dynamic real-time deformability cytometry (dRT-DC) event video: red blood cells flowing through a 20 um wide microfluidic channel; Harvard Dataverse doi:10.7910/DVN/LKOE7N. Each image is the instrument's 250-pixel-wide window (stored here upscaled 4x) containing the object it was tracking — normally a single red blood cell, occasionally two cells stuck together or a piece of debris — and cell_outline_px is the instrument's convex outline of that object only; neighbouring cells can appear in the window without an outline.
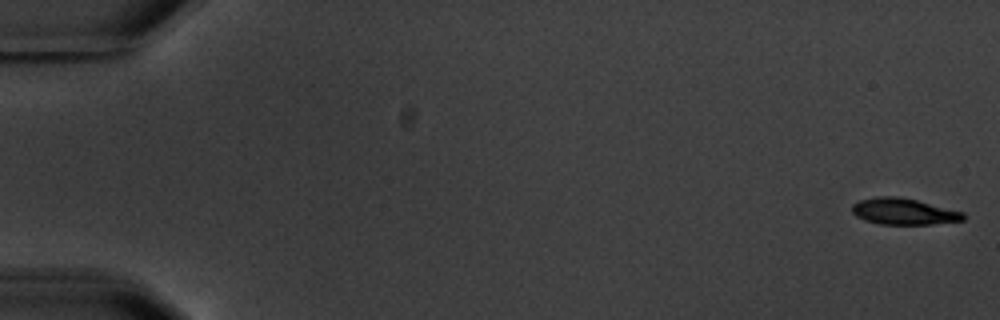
{"species": "common noctule bat (a hibernating species)", "species_latin": "Nyctalus noctula", "temperature_condition": "warm", "stored_images_in_passage": 6, "camera_frame_rate_fps": 3000, "um_per_image_px": 0.085, "animal": {"sex": "male", "body_mass_g": 20.1, "forearm_length_mm": 53.5}, "frame": {"image": 1, "passage_image": 1, "time_ms": 0.0, "image_size_px": [1000, 320], "cell_outline_px": [[964, 220], [932, 224], [880, 224], [864, 220], [856, 216], [852, 212], [852, 204], [860, 200], [876, 196], [896, 196], [916, 200], [964, 212]], "centroid_in_image_um": [76.78, 17.97], "position_along_channel_um": 8.2, "area_um2": 16.99}}